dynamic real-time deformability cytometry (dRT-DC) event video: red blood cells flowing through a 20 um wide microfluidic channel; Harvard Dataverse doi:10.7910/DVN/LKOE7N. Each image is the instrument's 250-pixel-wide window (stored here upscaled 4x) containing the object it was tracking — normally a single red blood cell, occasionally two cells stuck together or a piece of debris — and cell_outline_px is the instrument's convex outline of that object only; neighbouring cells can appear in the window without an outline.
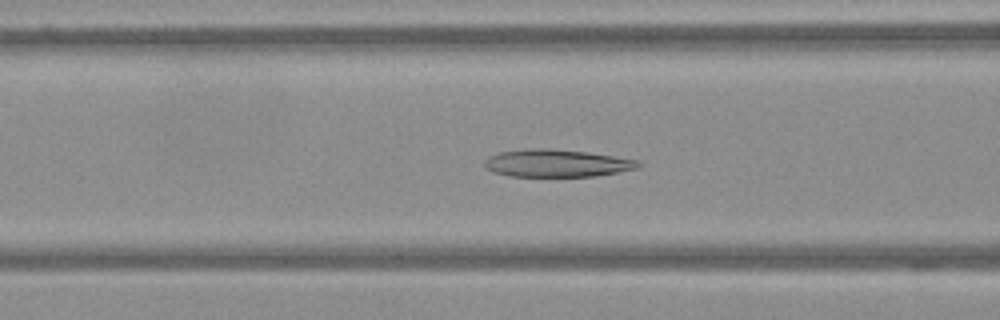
{"species": "Egyptian fruit bat (a non-hibernating species)", "species_latin": "Rousettus aegyptiacus", "temperature_condition": "warm", "stored_images_in_passage": 63, "camera_frame_rate_fps": 3000, "um_per_image_px": 0.085, "frame": {"image": 1, "passage_image": 26, "time_ms": 8.333, "image_size_px": [1000, 320], "cell_outline_px": [[644, 164], [640, 168], [596, 176], [508, 176], [492, 172], [484, 168], [484, 160], [488, 156], [496, 152], [524, 148], [548, 148], [588, 152], [640, 160]], "centroid_in_image_um": [47.3, 13.86], "position_along_channel_um": 119.3, "area_um2": 25.2}}
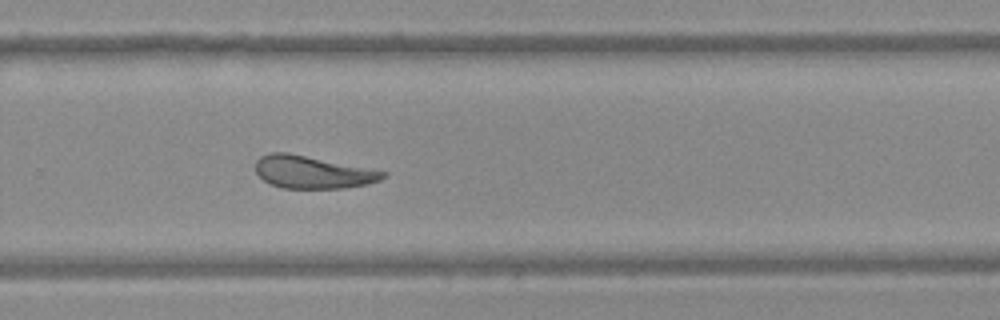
{"frame": {"image": 2, "passage_image": 43, "time_ms": 14.0, "image_size_px": [1000, 320], "cell_outline_px": [[388, 176], [380, 180], [368, 184], [344, 188], [280, 188], [264, 180], [256, 172], [256, 160], [260, 156], [268, 152], [288, 152], [388, 172]], "centroid_in_image_um": [26.57, 14.63], "position_along_channel_um": 303.2, "area_um2": 24.22}}
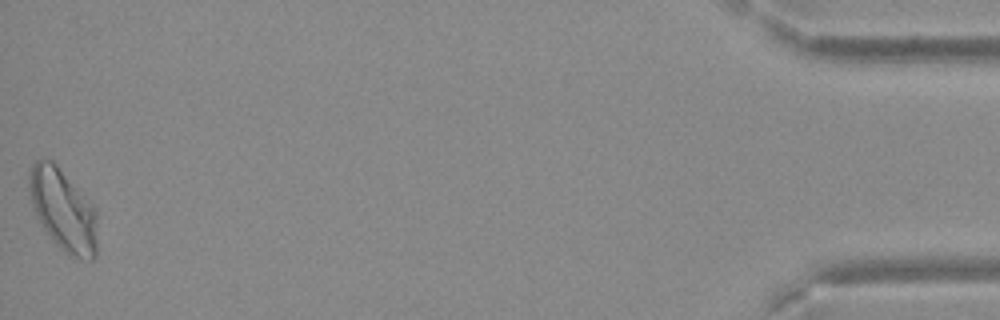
{"frame": {"image": 3, "passage_image": 63, "time_ms": 20.667, "image_size_px": [1000, 320], "cell_outline_px": [[96, 256], [92, 260], [72, 260], [52, 240], [40, 224], [36, 216], [32, 204], [28, 188], [28, 168], [36, 160], [52, 160], [56, 164], [96, 208]], "centroid_in_image_um": [5.35, 17.88], "position_along_channel_um": 429.9, "area_um2": 32.95}}